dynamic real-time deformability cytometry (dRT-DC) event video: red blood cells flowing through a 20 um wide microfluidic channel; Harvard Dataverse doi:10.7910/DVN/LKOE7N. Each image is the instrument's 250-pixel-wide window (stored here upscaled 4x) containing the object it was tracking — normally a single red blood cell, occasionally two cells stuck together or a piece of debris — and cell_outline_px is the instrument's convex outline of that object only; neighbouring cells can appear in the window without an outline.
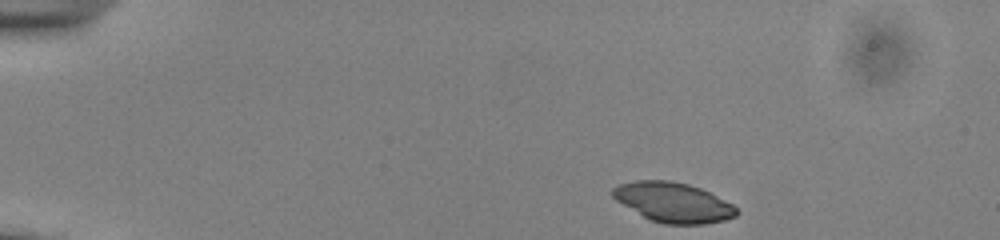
{"species": "common noctule bat (a hibernating species)", "species_latin": "Nyctalus noctula", "temperature_condition": "cold", "stored_images_in_passage": 45, "camera_frame_rate_fps": 3000, "um_per_image_px": 0.085, "animal": {"sex": "male", "body_mass_g": 13.0, "forearm_length_mm": 53.1}, "frame": {"image": 1, "passage_image": 1, "time_ms": 0.0, "image_size_px": [1000, 240], "cell_outline_px": [[740, 212], [736, 216], [724, 220], [704, 224], [664, 224], [652, 220], [644, 216], [616, 200], [612, 196], [612, 188], [620, 184], [636, 180], [672, 180], [688, 184], [700, 188], [732, 204]], "centroid_in_image_um": [57.23, 17.19], "position_along_channel_um": 27.8, "area_um2": 28.44}}
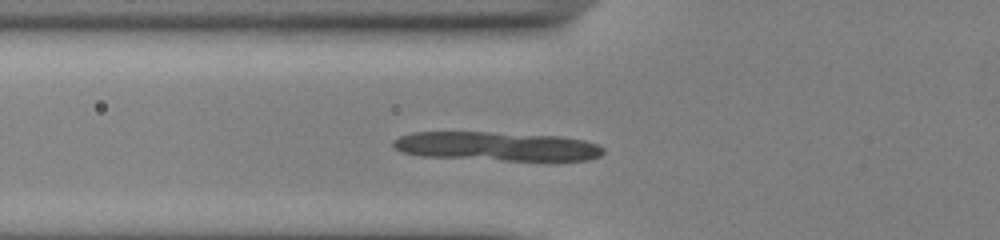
{"frame": {"image": 2, "passage_image": 12, "time_ms": 3.667, "image_size_px": [1000, 240], "cell_outline_px": [[604, 152], [600, 156], [588, 160], [504, 160], [420, 156], [400, 152], [392, 144], [392, 140], [400, 136], [412, 132], [488, 132], [560, 136], [584, 140], [596, 144], [604, 148]], "centroid_in_image_um": [42.2, 12.43], "position_along_channel_um": 83.6, "area_um2": 35.49}}
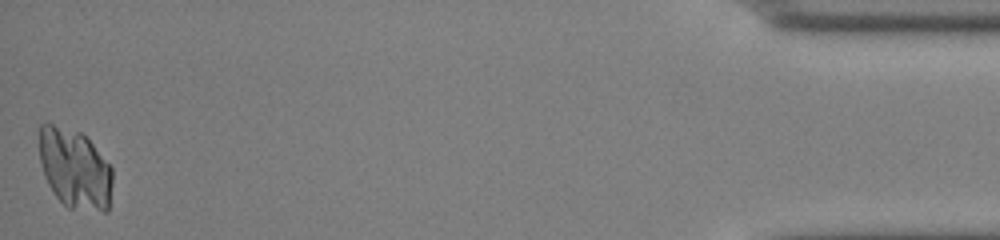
{"frame": {"image": 3, "passage_image": 45, "time_ms": 14.667, "image_size_px": [1000, 240], "cell_outline_px": [[112, 184], [108, 212], [104, 212], [68, 208], [56, 196], [48, 184], [44, 176], [40, 160], [40, 124], [52, 124], [80, 132], [92, 144], [112, 168]], "centroid_in_image_um": [6.37, 14.38], "position_along_channel_um": 428.8, "area_um2": 33.87}}